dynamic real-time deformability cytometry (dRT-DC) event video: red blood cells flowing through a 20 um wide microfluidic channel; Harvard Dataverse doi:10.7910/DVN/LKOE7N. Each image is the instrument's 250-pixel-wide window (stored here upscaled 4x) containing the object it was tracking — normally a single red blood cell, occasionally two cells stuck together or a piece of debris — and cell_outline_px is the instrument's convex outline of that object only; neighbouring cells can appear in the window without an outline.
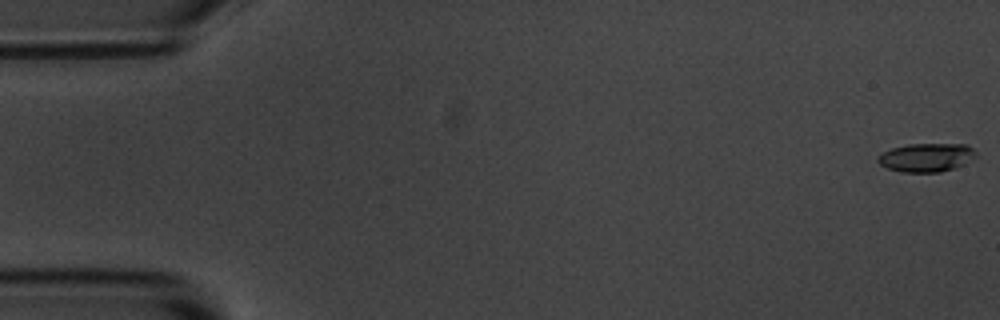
{"species": "common noctule bat (a hibernating species)", "species_latin": "Nyctalus noctula", "temperature_condition": "room temperature", "stored_images_in_passage": 3, "camera_frame_rate_fps": 3000, "um_per_image_px": 0.085, "animal": {"sex": "male", "body_mass_g": 20.1, "forearm_length_mm": 53.5}, "frame": {"image": 1, "passage_image": 1, "time_ms": 0.0, "image_size_px": [1000, 320], "cell_outline_px": [[976, 156], [964, 164], [956, 168], [940, 172], [904, 172], [888, 168], [880, 164], [876, 160], [876, 156], [892, 148], [908, 144], [968, 144], [976, 152]], "centroid_in_image_um": [78.75, 13.38], "position_along_channel_um": 6.2, "area_um2": 16.36}}